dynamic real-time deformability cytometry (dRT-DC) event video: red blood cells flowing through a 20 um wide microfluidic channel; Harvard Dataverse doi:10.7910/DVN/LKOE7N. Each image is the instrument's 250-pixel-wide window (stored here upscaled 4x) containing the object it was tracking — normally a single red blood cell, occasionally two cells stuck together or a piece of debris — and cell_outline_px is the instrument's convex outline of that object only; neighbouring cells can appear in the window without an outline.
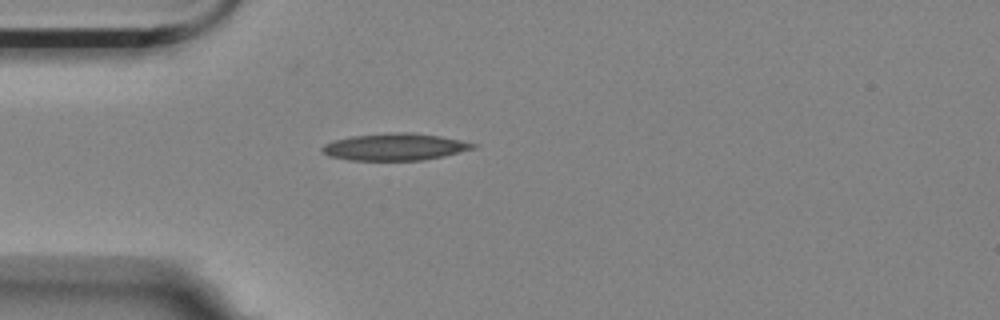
{"species": "Egyptian fruit bat (a non-hibernating species)", "species_latin": "Rousettus aegyptiacus", "temperature_condition": "room temperature", "stored_images_in_passage": 2, "camera_frame_rate_fps": 3000, "um_per_image_px": 0.085, "animal": {"sex": "female"}, "frame": {"image": 1, "passage_image": 2, "time_ms": 0.333, "image_size_px": [1000, 320], "cell_outline_px": [[476, 148], [444, 156], [424, 160], [348, 160], [328, 156], [320, 148], [324, 144], [336, 140], [352, 136], [400, 132], [412, 132], [440, 136], [460, 140], [476, 144]], "centroid_in_image_um": [33.58, 12.49], "position_along_channel_um": 51.4, "area_um2": 23.58}}